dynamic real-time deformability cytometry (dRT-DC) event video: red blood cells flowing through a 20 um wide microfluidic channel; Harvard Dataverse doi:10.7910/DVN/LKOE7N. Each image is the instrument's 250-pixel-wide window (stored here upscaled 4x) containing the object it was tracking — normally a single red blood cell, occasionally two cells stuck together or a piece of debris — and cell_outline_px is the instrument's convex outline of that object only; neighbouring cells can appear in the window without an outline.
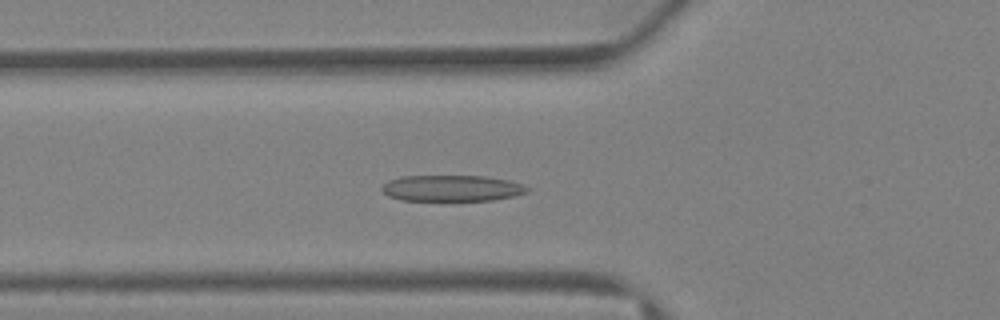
{"species": "Egyptian fruit bat (a non-hibernating species)", "species_latin": "Rousettus aegyptiacus", "temperature_condition": "warm", "stored_images_in_passage": 40, "camera_frame_rate_fps": 3000, "um_per_image_px": 0.085, "animal": {"sex": "female"}, "frame": {"image": 1, "passage_image": 14, "time_ms": 4.333, "image_size_px": [1000, 320], "cell_outline_px": [[528, 192], [512, 196], [492, 200], [452, 204], [400, 200], [388, 196], [380, 188], [388, 180], [400, 176], [484, 176], [508, 180], [524, 184], [528, 188]], "centroid_in_image_um": [38.36, 16.05], "position_along_channel_um": 87.4, "area_um2": 23.41}}
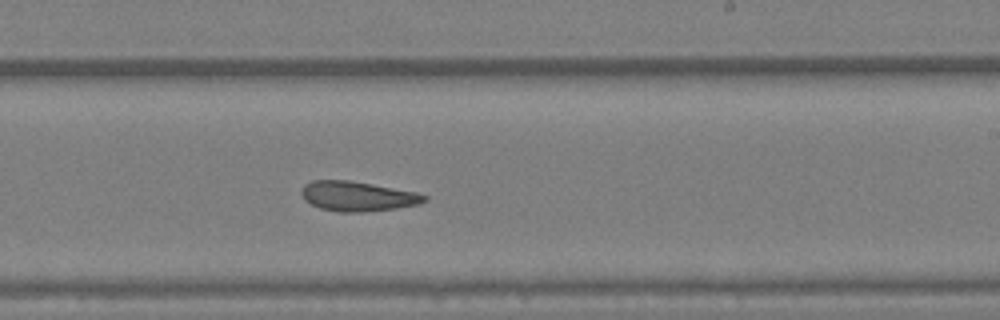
{"frame": {"image": 2, "passage_image": 24, "time_ms": 7.667, "image_size_px": [1000, 320], "cell_outline_px": [[428, 200], [420, 204], [396, 208], [360, 212], [340, 212], [320, 208], [304, 200], [300, 192], [304, 184], [312, 180], [348, 180], [372, 184], [416, 192], [428, 196]], "centroid_in_image_um": [30.39, 16.68], "position_along_channel_um": 258.6, "area_um2": 21.33}}
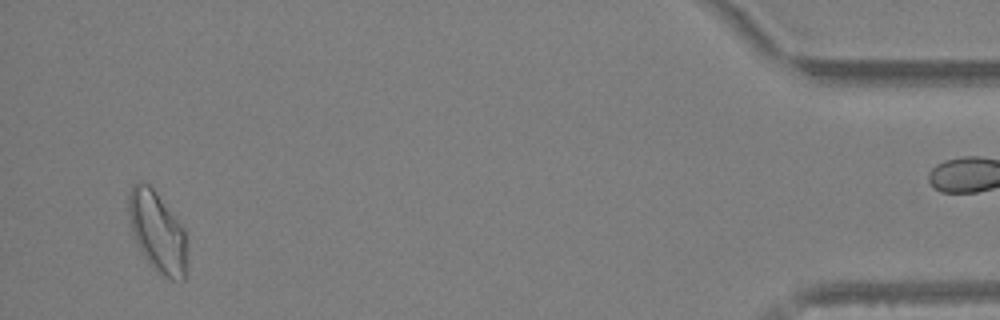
{"frame": {"image": 3, "passage_image": 38, "time_ms": 12.333, "image_size_px": [1000, 320], "cell_outline_px": [[188, 272], [184, 280], [172, 280], [160, 276], [140, 252], [132, 232], [128, 216], [128, 192], [132, 184], [140, 180], [148, 184], [152, 188], [184, 228], [188, 240]], "centroid_in_image_um": [13.41, 19.77], "position_along_channel_um": 421.8, "area_um2": 28.26}}